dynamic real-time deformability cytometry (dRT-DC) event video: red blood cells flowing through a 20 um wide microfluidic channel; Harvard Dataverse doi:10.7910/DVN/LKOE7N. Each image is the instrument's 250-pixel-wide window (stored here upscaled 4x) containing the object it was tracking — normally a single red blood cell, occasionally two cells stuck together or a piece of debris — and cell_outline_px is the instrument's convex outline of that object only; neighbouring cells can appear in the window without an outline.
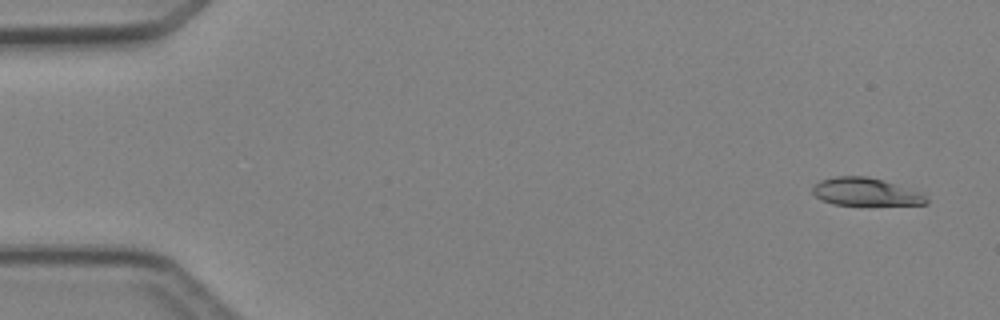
{"species": "Egyptian fruit bat (a non-hibernating species)", "species_latin": "Rousettus aegyptiacus", "temperature_condition": "cold", "stored_images_in_passage": 5, "camera_frame_rate_fps": 3000, "um_per_image_px": 0.085, "animal": {"sex": "female"}, "frame": {"image": 1, "passage_image": 1, "time_ms": 0.0, "image_size_px": [1000, 320], "cell_outline_px": [[928, 204], [832, 204], [820, 200], [812, 192], [812, 184], [820, 180], [836, 176], [868, 176], [920, 192], [928, 200]], "centroid_in_image_um": [73.49, 16.29], "position_along_channel_um": 11.5, "area_um2": 18.09}}
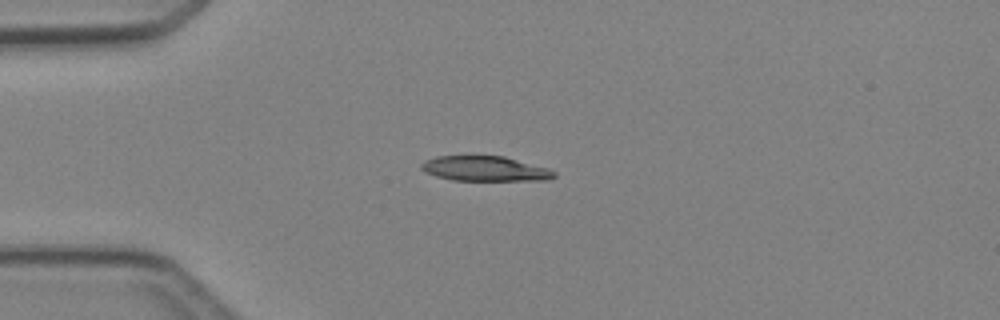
{"frame": {"image": 2, "passage_image": 4, "time_ms": 3.333, "image_size_px": [1000, 320], "cell_outline_px": [[556, 176], [548, 180], [452, 180], [436, 176], [420, 168], [420, 164], [424, 160], [436, 156], [504, 156], [548, 168], [556, 172]], "centroid_in_image_um": [41.23, 14.33], "position_along_channel_um": 43.8, "area_um2": 19.25}}
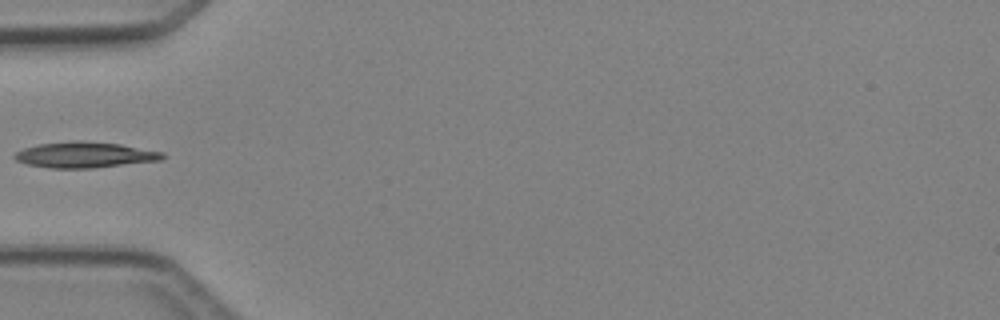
{"frame": {"image": 3, "passage_image": 5, "time_ms": 4.667, "image_size_px": [1000, 320], "cell_outline_px": [[168, 156], [160, 160], [92, 168], [52, 168], [28, 164], [16, 160], [12, 156], [16, 152], [24, 148], [36, 144], [72, 140], [80, 140], [120, 144], [164, 152]], "centroid_in_image_um": [7.21, 13.15], "position_along_channel_um": 77.8, "area_um2": 22.31}}